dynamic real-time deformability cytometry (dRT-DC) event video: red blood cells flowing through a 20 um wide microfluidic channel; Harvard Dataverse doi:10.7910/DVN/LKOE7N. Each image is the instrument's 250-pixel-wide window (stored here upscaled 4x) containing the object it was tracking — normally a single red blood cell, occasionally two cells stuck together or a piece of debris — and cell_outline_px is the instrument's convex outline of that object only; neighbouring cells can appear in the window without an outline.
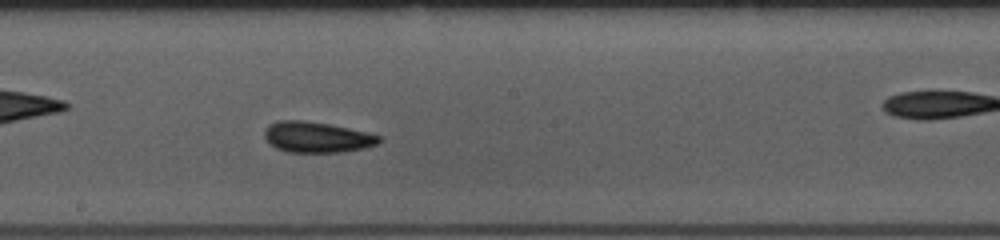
{"species": "common noctule bat (a hibernating species)", "species_latin": "Nyctalus noctula", "temperature_condition": "room temperature", "stored_images_in_passage": 45, "camera_frame_rate_fps": 3000, "um_per_image_px": 0.085, "animal": {"sex": "female", "body_mass_g": 10.0, "forearm_length_mm": 53.1}, "frame": {"image": 1, "passage_image": 20, "time_ms": 6.333, "image_size_px": [1000, 240], "cell_outline_px": [[384, 140], [376, 144], [364, 148], [344, 152], [288, 152], [276, 148], [268, 144], [264, 136], [264, 128], [268, 124], [276, 120], [304, 120], [328, 124], [368, 132], [384, 136]], "centroid_in_image_um": [26.93, 11.65], "position_along_channel_um": 221.3, "area_um2": 20.92}, "authors_computed_cell_mechanics": {"area_um2": 19.652, "velocity_mm_per_s": 3.8323, "shape_relaxation_time_tau1_ms": 2.549, "shape_relaxation_time_tau2_ms": 3.3616, "deformation_change_tau1": 0.1045, "deformation_change_tau2": 0.0995}}